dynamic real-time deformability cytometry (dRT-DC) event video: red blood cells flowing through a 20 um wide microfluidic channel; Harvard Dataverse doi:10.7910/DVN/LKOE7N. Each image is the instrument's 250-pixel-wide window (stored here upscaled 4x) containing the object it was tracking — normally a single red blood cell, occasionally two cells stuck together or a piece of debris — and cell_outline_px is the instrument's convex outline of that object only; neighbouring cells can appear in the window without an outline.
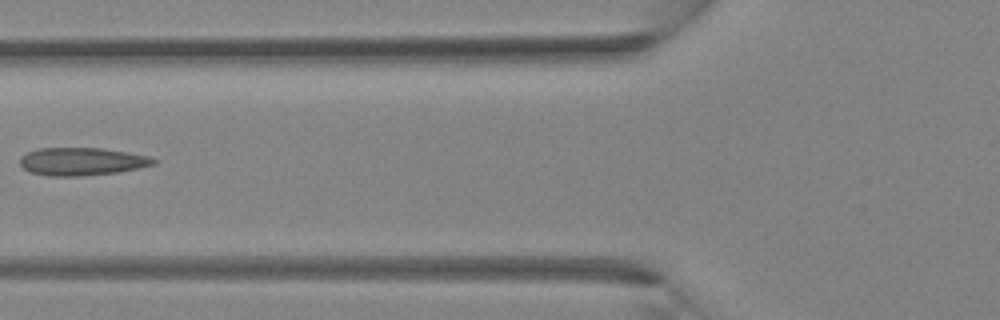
{"species": "Egyptian fruit bat (a non-hibernating species)", "species_latin": "Rousettus aegyptiacus", "temperature_condition": "room temperature", "stored_images_in_passage": 5, "camera_frame_rate_fps": 3000, "um_per_image_px": 0.085, "animal": {"sex": "female"}, "frame": {"image": 1, "passage_image": 5, "time_ms": 4.667, "image_size_px": [1000, 320], "cell_outline_px": [[160, 160], [156, 164], [140, 168], [120, 172], [80, 176], [48, 176], [32, 172], [24, 168], [20, 164], [20, 156], [28, 152], [40, 148], [100, 148], [128, 152], [148, 156]], "centroid_in_image_um": [7.01, 13.73], "position_along_channel_um": 118.8, "area_um2": 21.79}}